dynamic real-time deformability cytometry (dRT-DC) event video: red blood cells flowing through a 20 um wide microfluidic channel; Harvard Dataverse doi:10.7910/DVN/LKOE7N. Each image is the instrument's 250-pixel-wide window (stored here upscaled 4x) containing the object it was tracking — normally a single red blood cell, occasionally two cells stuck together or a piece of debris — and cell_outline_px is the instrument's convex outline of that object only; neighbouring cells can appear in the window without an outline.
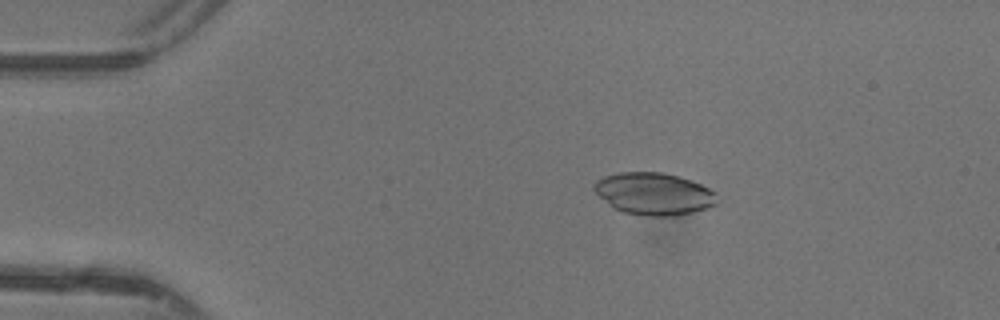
{"species": "common noctule bat (a hibernating species)", "species_latin": "Nyctalus noctula", "temperature_condition": "warm", "stored_images_in_passage": 39, "camera_frame_rate_fps": 3000, "um_per_image_px": 0.085, "animal": {"sex": "female"}, "frame": {"image": 1, "passage_image": 1, "time_ms": 0.0, "image_size_px": [1000, 320], "cell_outline_px": [[716, 204], [708, 208], [676, 216], [648, 216], [624, 212], [616, 208], [600, 196], [592, 188], [592, 184], [596, 180], [604, 176], [620, 172], [664, 172], [680, 176], [692, 180], [716, 192]], "centroid_in_image_um": [55.6, 16.45], "position_along_channel_um": 29.4, "area_um2": 30.17}}
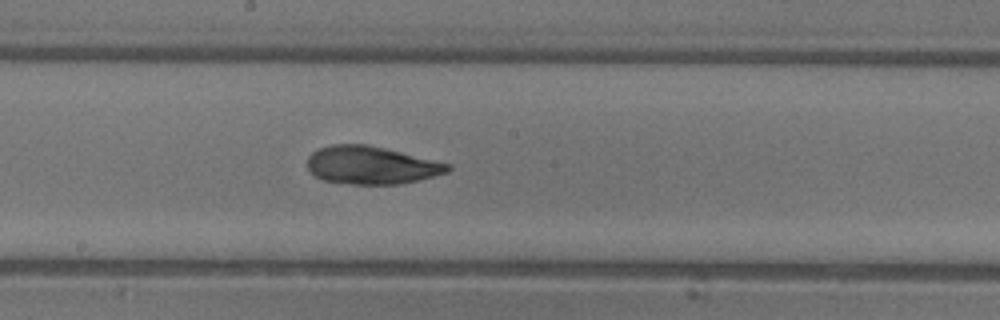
{"frame": {"image": 2, "passage_image": 18, "time_ms": 5.667, "image_size_px": [1000, 320], "cell_outline_px": [[452, 168], [448, 172], [400, 184], [352, 184], [324, 180], [316, 176], [308, 168], [308, 156], [312, 152], [320, 148], [332, 144], [368, 144], [452, 164]], "centroid_in_image_um": [31.57, 14.03], "position_along_channel_um": 216.6, "area_um2": 30.81}}
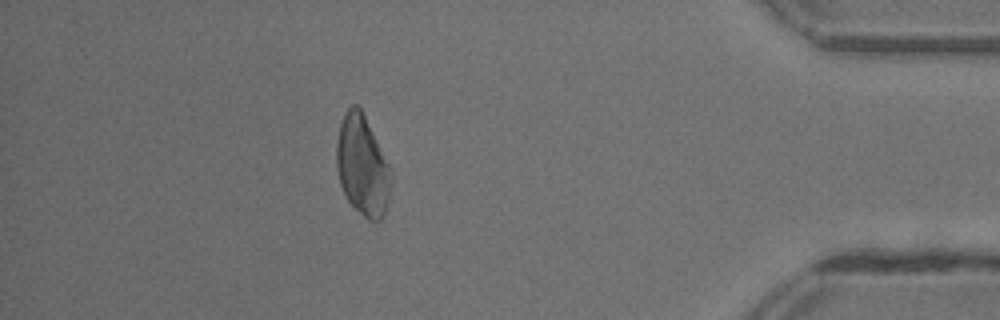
{"frame": {"image": 3, "passage_image": 34, "time_ms": 11.0, "image_size_px": [1000, 320], "cell_outline_px": [[392, 172], [388, 200], [384, 216], [380, 220], [368, 220], [348, 200], [340, 184], [336, 168], [336, 144], [340, 124], [344, 112], [352, 104], [356, 104], [360, 108], [392, 168]], "centroid_in_image_um": [30.81, 14.07], "position_along_channel_um": 404.4, "area_um2": 31.79}}